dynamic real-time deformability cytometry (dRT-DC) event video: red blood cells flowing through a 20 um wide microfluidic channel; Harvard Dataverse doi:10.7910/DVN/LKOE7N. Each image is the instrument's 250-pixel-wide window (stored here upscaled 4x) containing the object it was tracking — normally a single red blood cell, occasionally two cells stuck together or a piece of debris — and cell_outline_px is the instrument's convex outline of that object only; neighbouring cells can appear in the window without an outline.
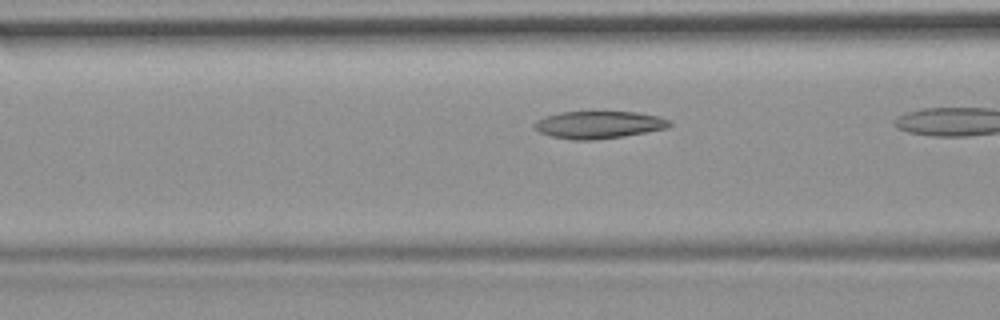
{"species": "common noctule bat (a hibernating species)", "species_latin": "Nyctalus noctula", "temperature_condition": "room temperature", "stored_images_in_passage": 8, "camera_frame_rate_fps": 3000, "um_per_image_px": 0.085, "animal": {"sex": "female", "body_mass_g": 19.9}, "frame": {"image": 1, "passage_image": 5, "time_ms": 1.333, "image_size_px": [1000, 320], "cell_outline_px": [[672, 124], [668, 128], [624, 136], [592, 140], [572, 140], [552, 136], [540, 132], [532, 124], [536, 120], [544, 116], [560, 112], [636, 112], [656, 116], [668, 120]], "centroid_in_image_um": [50.86, 10.6], "position_along_channel_um": 115.7, "area_um2": 21.44}}